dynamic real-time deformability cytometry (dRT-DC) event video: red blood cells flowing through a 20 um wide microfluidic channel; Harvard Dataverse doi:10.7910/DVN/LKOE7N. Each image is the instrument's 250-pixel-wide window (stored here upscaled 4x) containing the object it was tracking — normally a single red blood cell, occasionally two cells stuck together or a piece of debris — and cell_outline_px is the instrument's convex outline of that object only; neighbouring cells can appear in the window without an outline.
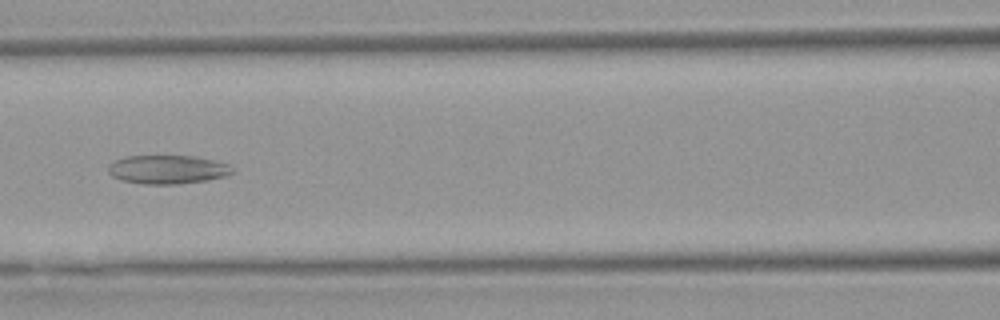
{"species": "Egyptian fruit bat (a non-hibernating species)", "species_latin": "Rousettus aegyptiacus", "temperature_condition": "warm", "stored_images_in_passage": 47, "camera_frame_rate_fps": 3000, "um_per_image_px": 0.085, "animal": {"sex": "female"}, "frame": {"image": 1, "passage_image": 16, "time_ms": 5.0, "image_size_px": [1000, 320], "cell_outline_px": [[232, 172], [224, 176], [208, 180], [176, 184], [140, 184], [124, 180], [112, 176], [108, 172], [108, 164], [112, 160], [128, 156], [196, 156], [228, 164], [232, 168]], "centroid_in_image_um": [14.19, 14.4], "position_along_channel_um": 152.4, "area_um2": 20.69}}
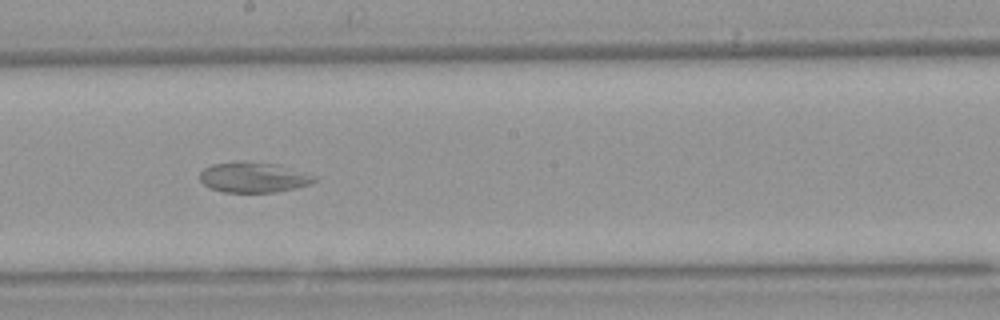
{"frame": {"image": 2, "passage_image": 22, "time_ms": 7.0, "image_size_px": [1000, 320], "cell_outline_px": [[316, 180], [312, 184], [296, 188], [276, 192], [224, 192], [208, 188], [200, 180], [200, 172], [204, 168], [212, 164], [276, 164], [316, 176]], "centroid_in_image_um": [21.56, 15.13], "position_along_channel_um": 226.6, "area_um2": 19.48}}
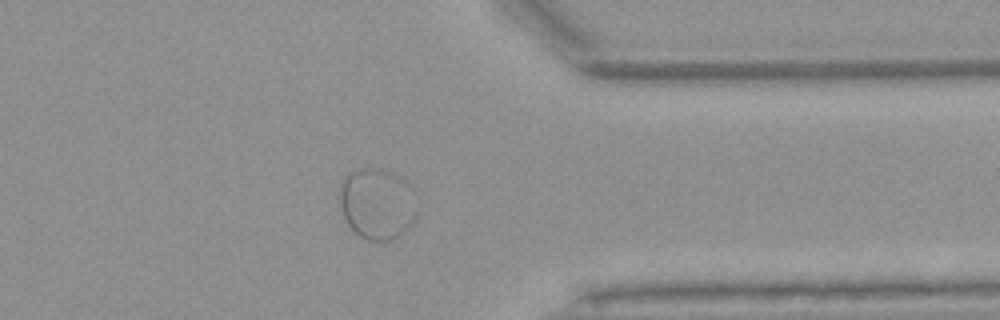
{"frame": {"image": 3, "passage_image": 35, "time_ms": 11.333, "image_size_px": [1000, 320], "cell_outline_px": [[420, 212], [412, 224], [392, 240], [368, 240], [360, 236], [348, 224], [344, 216], [340, 204], [340, 188], [344, 176], [348, 172], [360, 168], [380, 168], [392, 172], [400, 176], [412, 188], [420, 204]], "centroid_in_image_um": [32.12, 17.29], "position_along_channel_um": 379.3, "area_um2": 32.66}}